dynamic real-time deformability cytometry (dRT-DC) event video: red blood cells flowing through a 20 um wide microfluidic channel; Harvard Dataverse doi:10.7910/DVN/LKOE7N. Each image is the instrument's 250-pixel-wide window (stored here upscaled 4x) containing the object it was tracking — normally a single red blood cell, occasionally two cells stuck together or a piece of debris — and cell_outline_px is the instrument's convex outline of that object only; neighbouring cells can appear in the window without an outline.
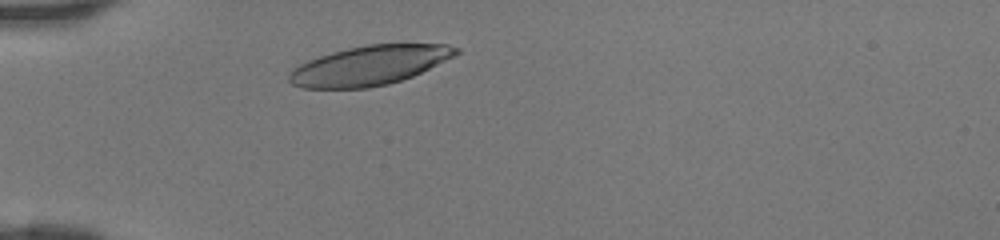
{"species": "human", "species_latin": "Homo sapiens", "temperature_condition": "room temperature", "stored_images_in_passage": 30, "camera_frame_rate_fps": 3000, "um_per_image_px": 0.085, "donor": {"sex": "female"}, "frame": {"image": 1, "passage_image": 4, "time_ms": 1.0, "image_size_px": [1000, 240], "cell_outline_px": [[460, 52], [412, 76], [388, 84], [368, 88], [300, 88], [292, 84], [288, 80], [288, 76], [292, 68], [308, 60], [332, 52], [348, 48], [368, 44], [448, 44], [460, 48]], "centroid_in_image_um": [31.35, 5.56], "position_along_channel_um": 53.6, "area_um2": 38.03}}
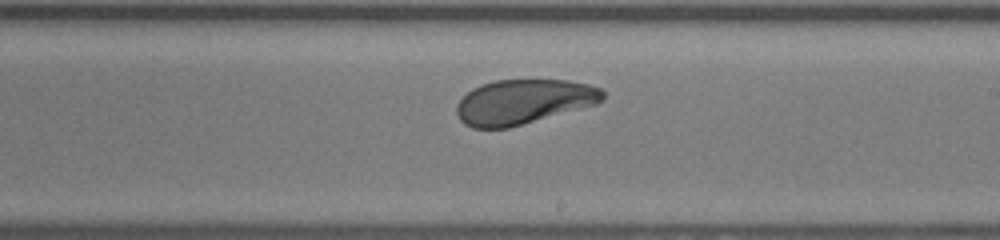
{"frame": {"image": 2, "passage_image": 18, "time_ms": 5.667, "image_size_px": [1000, 240], "cell_outline_px": [[604, 96], [596, 104], [508, 128], [472, 128], [464, 124], [460, 120], [456, 112], [456, 104], [472, 88], [496, 80], [568, 80], [588, 84], [604, 88]], "centroid_in_image_um": [44.49, 8.65], "position_along_channel_um": 244.5, "area_um2": 37.92}}
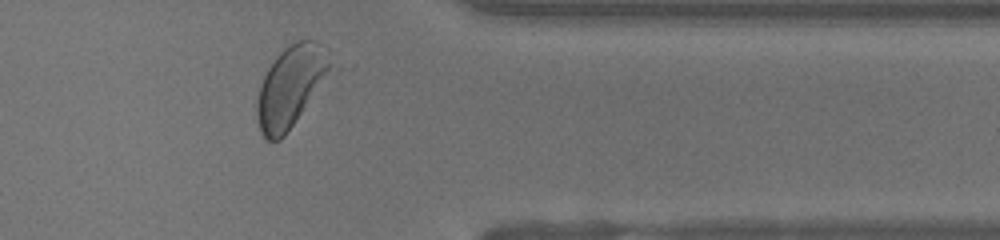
{"frame": {"image": 3, "passage_image": 28, "time_ms": 9.0, "image_size_px": [1000, 240], "cell_outline_px": [[340, 68], [284, 136], [280, 140], [268, 140], [260, 132], [256, 120], [256, 100], [260, 84], [268, 68], [276, 56], [284, 48], [296, 40], [316, 40], [320, 44]], "centroid_in_image_um": [24.82, 7.33], "position_along_channel_um": 386.6, "area_um2": 36.36}}